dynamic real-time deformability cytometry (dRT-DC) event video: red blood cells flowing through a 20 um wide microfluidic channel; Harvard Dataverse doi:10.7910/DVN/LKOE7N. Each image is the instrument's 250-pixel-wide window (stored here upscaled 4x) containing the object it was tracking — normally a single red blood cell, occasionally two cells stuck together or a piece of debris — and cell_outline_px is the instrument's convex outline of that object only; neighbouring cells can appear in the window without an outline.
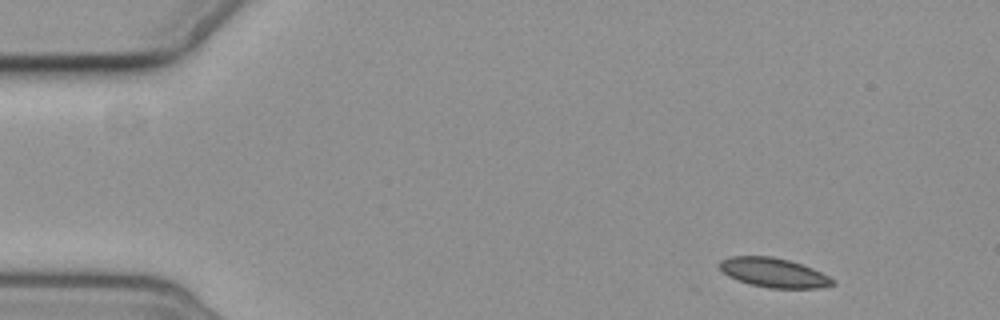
{"species": "common noctule bat (a hibernating species)", "species_latin": "Nyctalus noctula", "temperature_condition": "cold", "stored_images_in_passage": 4, "camera_frame_rate_fps": 3000, "um_per_image_px": 0.085, "animal": {"sex": "female", "body_mass_g": 19.3, "forearm_length_mm": 54.1}, "frame": {"image": 1, "passage_image": 1, "time_ms": 0.0, "image_size_px": [1000, 320], "cell_outline_px": [[836, 284], [820, 288], [768, 288], [748, 284], [728, 276], [716, 264], [720, 260], [728, 256], [772, 256], [788, 260], [812, 268], [836, 280]], "centroid_in_image_um": [65.74, 23.18], "position_along_channel_um": 19.3, "area_um2": 19.48}}